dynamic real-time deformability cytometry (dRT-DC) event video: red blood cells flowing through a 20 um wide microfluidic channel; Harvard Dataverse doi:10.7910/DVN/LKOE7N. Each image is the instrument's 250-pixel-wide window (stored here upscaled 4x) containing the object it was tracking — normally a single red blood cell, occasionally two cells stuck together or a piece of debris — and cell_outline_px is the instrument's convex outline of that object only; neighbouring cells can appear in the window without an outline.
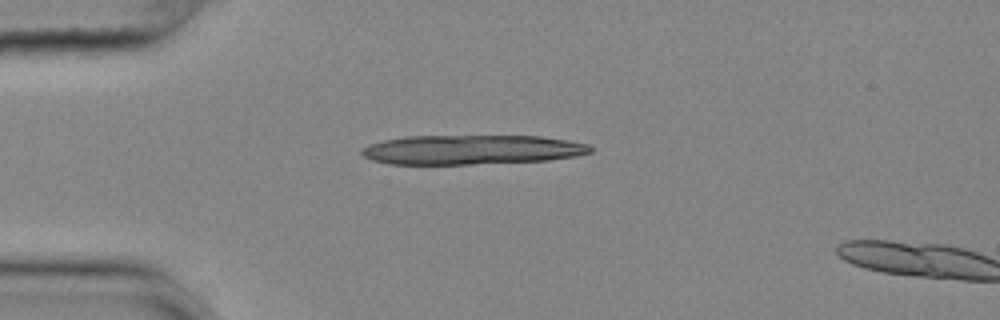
{"species": "common noctule bat (a hibernating species)", "species_latin": "Nyctalus noctula", "temperature_condition": "cold", "stored_images_in_passage": 14, "camera_frame_rate_fps": 3000, "um_per_image_px": 0.085, "animal": {"sex": "female", "body_mass_g": 25.1}, "frame": {"image": 1, "passage_image": 12, "time_ms": 3.667, "image_size_px": [1000, 320], "cell_outline_px": [[592, 152], [576, 156], [548, 160], [472, 164], [388, 164], [372, 160], [364, 156], [360, 152], [360, 148], [368, 144], [384, 140], [404, 136], [540, 136], [568, 140], [588, 144], [592, 148]], "centroid_in_image_um": [40.06, 12.72], "position_along_channel_um": 44.9, "area_um2": 39.48}}